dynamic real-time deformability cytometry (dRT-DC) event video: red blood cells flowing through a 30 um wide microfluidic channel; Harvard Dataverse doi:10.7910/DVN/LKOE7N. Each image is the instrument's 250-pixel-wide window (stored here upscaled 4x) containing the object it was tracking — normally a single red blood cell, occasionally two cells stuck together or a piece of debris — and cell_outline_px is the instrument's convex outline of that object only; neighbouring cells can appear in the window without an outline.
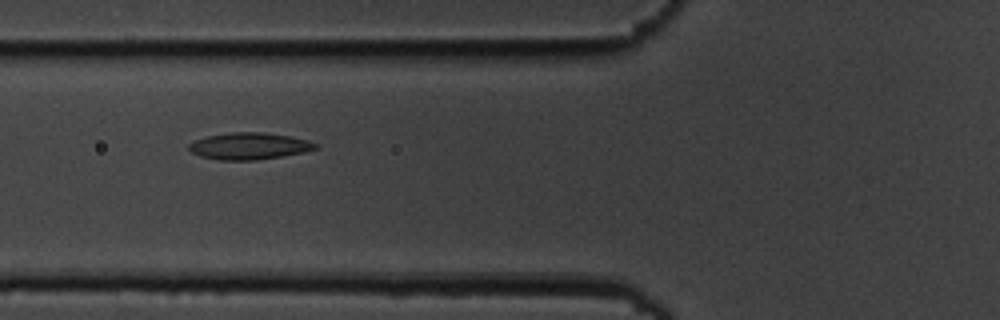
{"species": "common noctule bat (a hibernating species)", "species_latin": "Nyctalus noctula", "temperature_condition": "cold", "stored_images_in_passage": 4, "camera_frame_rate_fps": 3000, "um_per_image_px": 0.085, "animal": {"sex": "male", "body_mass_g": 19.5, "forearm_length_mm": 54.6}, "frame": {"image": 1, "passage_image": 3, "time_ms": 2.333, "image_size_px": [1000, 320], "cell_outline_px": [[320, 148], [304, 152], [256, 160], [220, 160], [200, 156], [192, 152], [188, 148], [188, 144], [196, 140], [208, 136], [232, 132], [264, 132], [292, 136], [308, 140], [316, 144]], "centroid_in_image_um": [21.2, 12.41], "position_along_channel_um": 104.6, "area_um2": 19.71}}
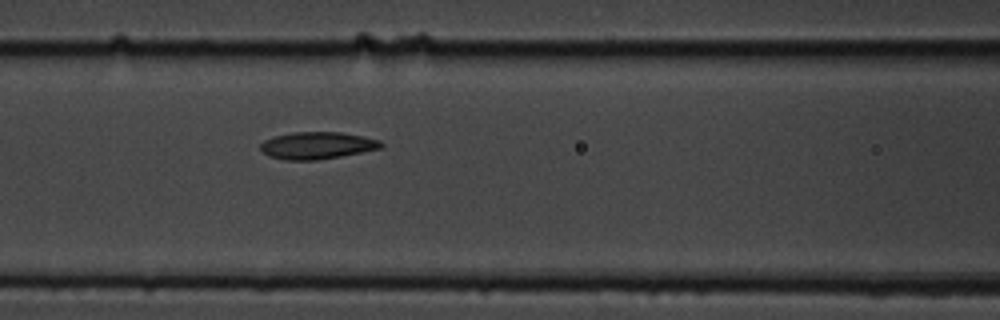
{"frame": {"image": 2, "passage_image": 4, "time_ms": 3.333, "image_size_px": [1000, 320], "cell_outline_px": [[384, 144], [380, 148], [340, 156], [316, 160], [284, 160], [268, 156], [260, 148], [260, 144], [264, 140], [276, 136], [292, 132], [340, 132], [364, 136], [380, 140]], "centroid_in_image_um": [26.94, 12.36], "position_along_channel_um": 139.7, "area_um2": 18.96}}